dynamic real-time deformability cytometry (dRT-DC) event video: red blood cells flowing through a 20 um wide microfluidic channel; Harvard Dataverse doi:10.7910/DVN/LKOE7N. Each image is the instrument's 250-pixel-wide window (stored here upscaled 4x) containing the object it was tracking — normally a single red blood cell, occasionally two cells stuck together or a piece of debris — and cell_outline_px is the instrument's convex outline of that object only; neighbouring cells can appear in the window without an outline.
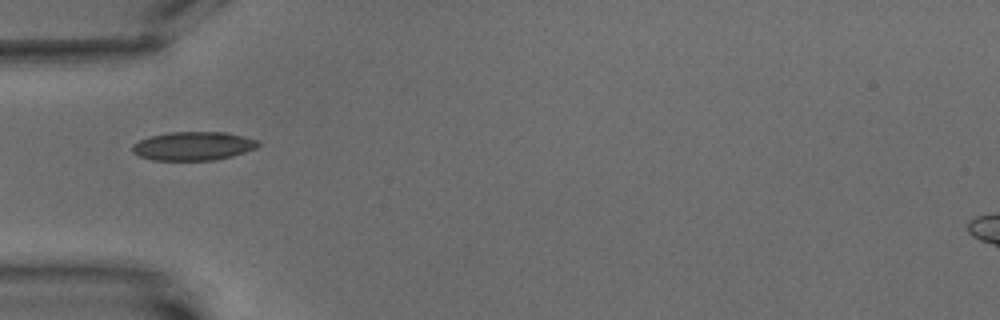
{"species": "common noctule bat (a hibernating species)", "species_latin": "Nyctalus noctula", "temperature_condition": "warm", "stored_images_in_passage": 7, "camera_frame_rate_fps": 3000, "um_per_image_px": 0.085, "animal": {"sex": "male", "body_mass_g": 15.6}, "frame": {"image": 1, "passage_image": 6, "time_ms": 6.0, "image_size_px": [1000, 320], "cell_outline_px": [[260, 144], [256, 148], [232, 156], [216, 160], [152, 160], [140, 156], [132, 152], [132, 144], [140, 140], [152, 136], [168, 132], [224, 132], [260, 140]], "centroid_in_image_um": [16.43, 12.41], "position_along_channel_um": 68.6, "area_um2": 20.98}}
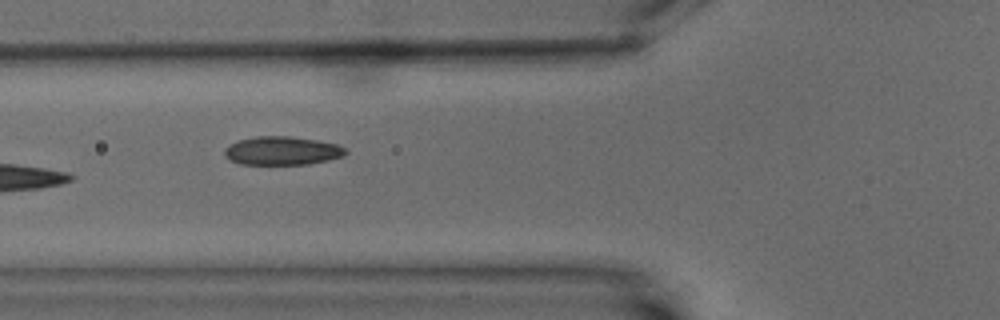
{"frame": {"image": 2, "passage_image": 7, "time_ms": 7.0, "image_size_px": [1000, 320], "cell_outline_px": [[348, 152], [344, 156], [328, 160], [308, 164], [240, 164], [224, 156], [224, 148], [228, 144], [236, 140], [256, 136], [288, 136], [316, 140], [340, 144]], "centroid_in_image_um": [23.97, 12.8], "position_along_channel_um": 101.8, "area_um2": 20.29}}